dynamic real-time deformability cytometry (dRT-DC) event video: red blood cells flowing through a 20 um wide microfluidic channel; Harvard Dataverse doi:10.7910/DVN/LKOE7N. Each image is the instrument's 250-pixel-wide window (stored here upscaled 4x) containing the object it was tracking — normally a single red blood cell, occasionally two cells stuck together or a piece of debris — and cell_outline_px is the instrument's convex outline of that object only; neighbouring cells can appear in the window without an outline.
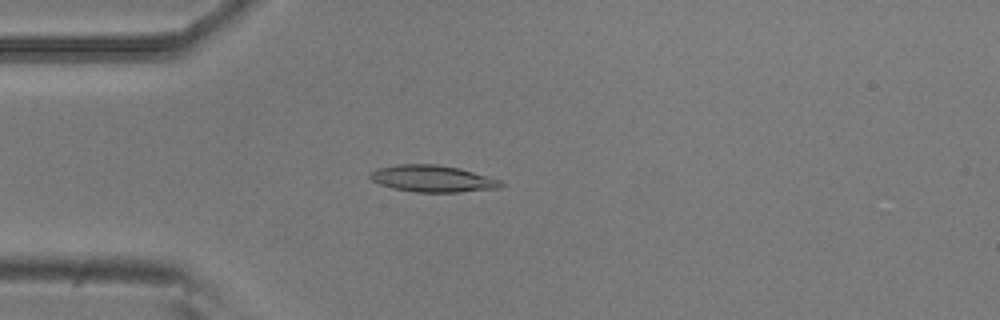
{"species": "common noctule bat (a hibernating species)", "species_latin": "Nyctalus noctula", "temperature_condition": "room temperature", "stored_images_in_passage": 49, "camera_frame_rate_fps": 3000, "um_per_image_px": 0.085, "animal": {"sex": "male", "body_mass_g": 20.5, "forearm_length_mm": 52.5}, "frame": {"image": 1, "passage_image": 10, "time_ms": 3.0, "image_size_px": [1000, 320], "cell_outline_px": [[504, 184], [500, 188], [460, 192], [416, 192], [392, 188], [380, 184], [372, 180], [368, 176], [376, 168], [396, 164], [436, 164], [460, 168], [500, 180]], "centroid_in_image_um": [36.75, 15.18], "position_along_channel_um": 48.2, "area_um2": 20.4}}
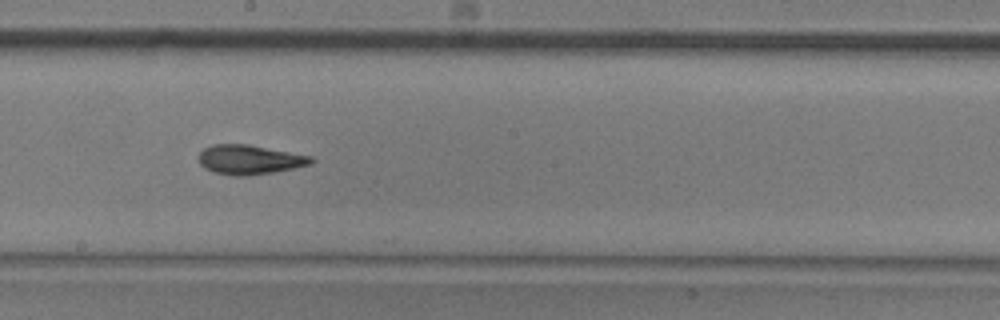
{"frame": {"image": 2, "passage_image": 25, "time_ms": 8.0, "image_size_px": [1000, 320], "cell_outline_px": [[316, 160], [312, 164], [272, 172], [248, 176], [232, 176], [216, 172], [204, 168], [200, 164], [200, 152], [204, 148], [212, 144], [248, 144], [312, 156]], "centroid_in_image_um": [21.23, 13.56], "position_along_channel_um": 227.0, "area_um2": 19.25}}
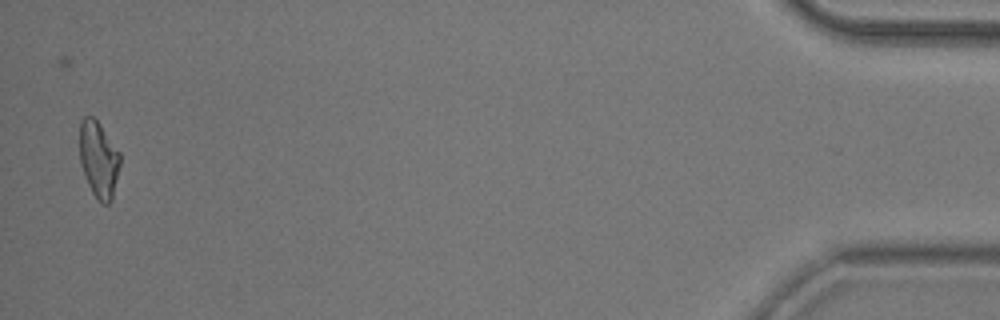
{"frame": {"image": 3, "passage_image": 48, "time_ms": 15.667, "image_size_px": [1000, 320], "cell_outline_px": [[120, 164], [112, 200], [108, 204], [104, 204], [96, 200], [84, 176], [80, 164], [80, 120], [84, 116], [92, 116], [100, 124], [120, 152]], "centroid_in_image_um": [8.38, 13.56], "position_along_channel_um": 426.8, "area_um2": 18.15}, "authors_computed_cell_mechanics": {"area_um2": 18.8428, "velocity_mm_per_s": 3.8001, "shape_relaxation_time_tau1_ms": 5.8349, "shape_relaxation_time_tau2_ms": 2.4783, "deformation_change_tau1": 0.1832, "deformation_change_tau2": 0.1026}}